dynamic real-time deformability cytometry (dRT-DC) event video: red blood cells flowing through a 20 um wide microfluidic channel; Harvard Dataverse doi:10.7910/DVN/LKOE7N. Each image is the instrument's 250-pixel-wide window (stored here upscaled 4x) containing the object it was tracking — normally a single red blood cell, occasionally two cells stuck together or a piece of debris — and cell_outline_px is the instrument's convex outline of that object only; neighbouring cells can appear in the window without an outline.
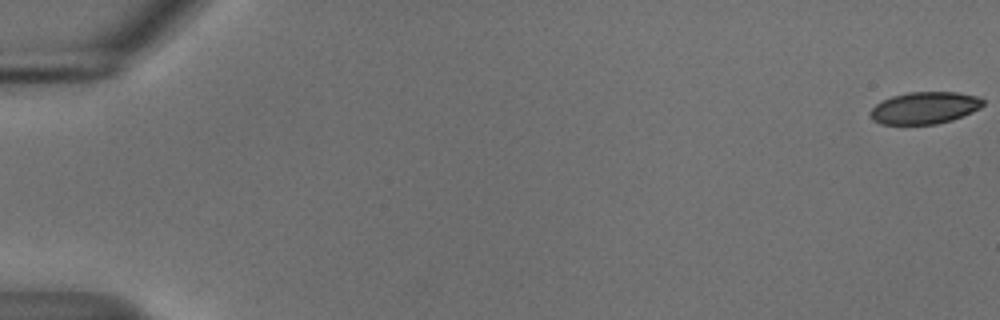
{"species": "common noctule bat (a hibernating species)", "species_latin": "Nyctalus noctula", "temperature_condition": "cold", "stored_images_in_passage": 11, "camera_frame_rate_fps": 3000, "um_per_image_px": 0.085, "animal": {"sex": "male", "body_mass_g": 18.8}, "frame": {"image": 1, "passage_image": 1, "time_ms": 0.0, "image_size_px": [1000, 320], "cell_outline_px": [[984, 104], [980, 108], [972, 112], [952, 120], [936, 124], [880, 124], [872, 120], [868, 112], [876, 104], [892, 96], [908, 92], [956, 92], [976, 96], [984, 100]], "centroid_in_image_um": [78.57, 9.17], "position_along_channel_um": 6.4, "area_um2": 21.04}}